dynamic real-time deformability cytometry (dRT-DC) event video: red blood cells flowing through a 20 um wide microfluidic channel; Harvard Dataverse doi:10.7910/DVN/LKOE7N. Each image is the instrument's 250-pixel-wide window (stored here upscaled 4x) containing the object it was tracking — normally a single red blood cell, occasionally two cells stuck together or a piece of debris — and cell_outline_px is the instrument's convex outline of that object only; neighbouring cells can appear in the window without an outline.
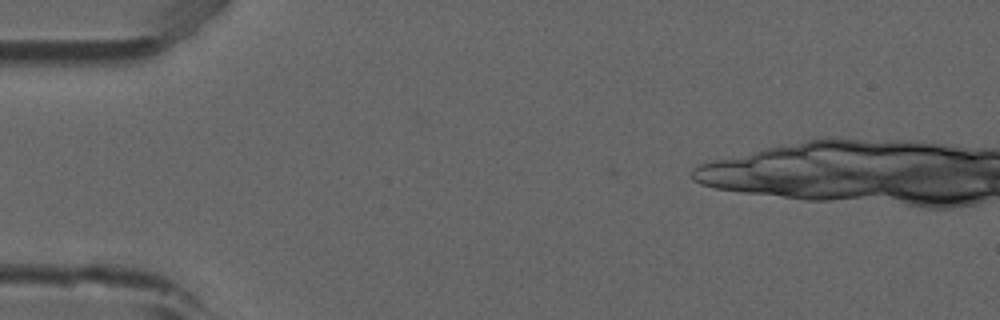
{"species": "common noctule bat (a hibernating species)", "species_latin": "Nyctalus noctula", "temperature_condition": "room temperature", "stored_images_in_passage": 4, "segment_of_instrument_passage": [1, 2], "camera_frame_rate_fps": 3000, "um_per_image_px": 0.085, "animal": {"sex": "male", "forearm_length_mm": 52.5}, "frame": {"image": 1, "passage_image": 1, "time_ms": 0.0, "image_size_px": [1000, 320], "cell_outline_px": [[864, 192], [848, 196], [796, 196], [724, 188], [708, 184], [716, 180], [840, 172], [852, 172]], "centroid_in_image_um": [67.84, 15.7], "position_along_channel_um": 17.2, "area_um2": 18.55}}